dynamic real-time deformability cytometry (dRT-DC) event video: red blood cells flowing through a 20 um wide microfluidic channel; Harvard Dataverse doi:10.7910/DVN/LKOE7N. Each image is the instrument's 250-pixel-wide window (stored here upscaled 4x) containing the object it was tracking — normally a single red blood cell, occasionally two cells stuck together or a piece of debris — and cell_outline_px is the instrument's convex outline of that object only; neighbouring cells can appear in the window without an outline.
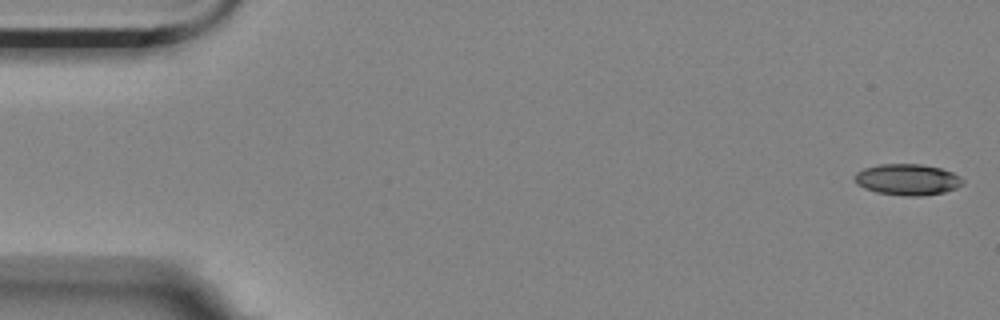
{"species": "Egyptian fruit bat (a non-hibernating species)", "species_latin": "Rousettus aegyptiacus", "temperature_condition": "room temperature", "stored_images_in_passage": 16, "camera_frame_rate_fps": 3000, "um_per_image_px": 0.085, "animal": {"sex": "female"}, "frame": {"image": 1, "passage_image": 1, "time_ms": 0.0, "image_size_px": [1000, 320], "cell_outline_px": [[964, 184], [956, 188], [944, 192], [920, 196], [904, 196], [876, 192], [864, 188], [856, 184], [852, 176], [856, 172], [864, 168], [880, 164], [920, 164], [940, 168], [952, 172], [960, 176], [964, 180]], "centroid_in_image_um": [77.11, 15.26], "position_along_channel_um": 7.9, "area_um2": 19.83}}
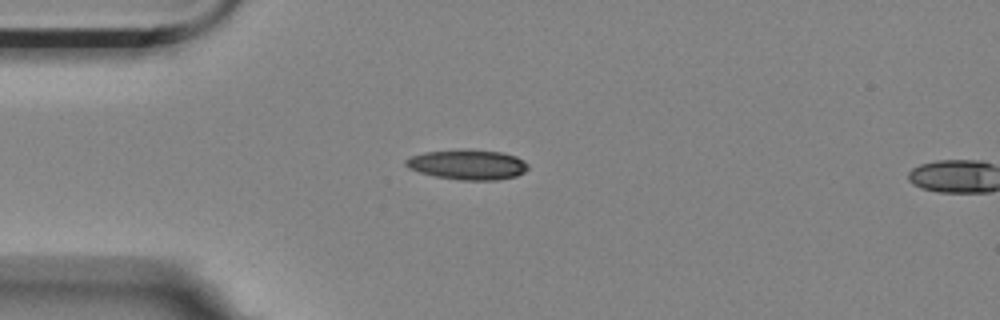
{"frame": {"image": 2, "passage_image": 14, "time_ms": 4.333, "image_size_px": [1000, 320], "cell_outline_px": [[528, 168], [524, 172], [516, 176], [496, 180], [460, 180], [436, 176], [420, 172], [408, 168], [404, 164], [404, 160], [412, 156], [424, 152], [460, 148], [468, 148], [500, 152], [516, 156], [524, 160], [528, 164]], "centroid_in_image_um": [39.74, 13.97], "position_along_channel_um": 45.3, "area_um2": 21.68}}